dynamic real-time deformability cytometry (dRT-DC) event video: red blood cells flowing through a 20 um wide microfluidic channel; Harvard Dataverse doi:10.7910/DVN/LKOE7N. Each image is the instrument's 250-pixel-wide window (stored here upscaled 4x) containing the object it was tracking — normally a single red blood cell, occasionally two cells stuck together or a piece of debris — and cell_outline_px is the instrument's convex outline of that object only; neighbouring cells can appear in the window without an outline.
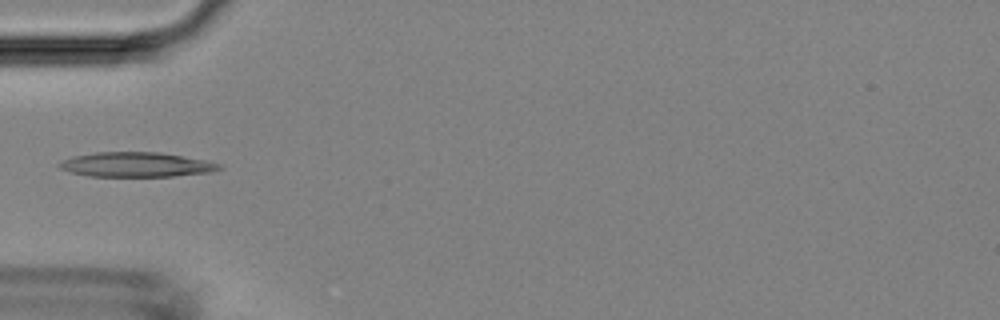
{"species": "Egyptian fruit bat (a non-hibernating species)", "species_latin": "Rousettus aegyptiacus", "temperature_condition": "room temperature", "stored_images_in_passage": 4, "camera_frame_rate_fps": 3000, "um_per_image_px": 0.085, "animal": {"sex": "female"}, "frame": {"image": 1, "passage_image": 3, "time_ms": 4.333, "image_size_px": [1000, 320], "cell_outline_px": [[224, 168], [216, 172], [176, 176], [88, 176], [68, 172], [60, 168], [56, 164], [60, 160], [72, 156], [96, 152], [160, 152], [204, 160], [224, 164]], "centroid_in_image_um": [11.6, 13.99], "position_along_channel_um": 73.4, "area_um2": 23.41}}